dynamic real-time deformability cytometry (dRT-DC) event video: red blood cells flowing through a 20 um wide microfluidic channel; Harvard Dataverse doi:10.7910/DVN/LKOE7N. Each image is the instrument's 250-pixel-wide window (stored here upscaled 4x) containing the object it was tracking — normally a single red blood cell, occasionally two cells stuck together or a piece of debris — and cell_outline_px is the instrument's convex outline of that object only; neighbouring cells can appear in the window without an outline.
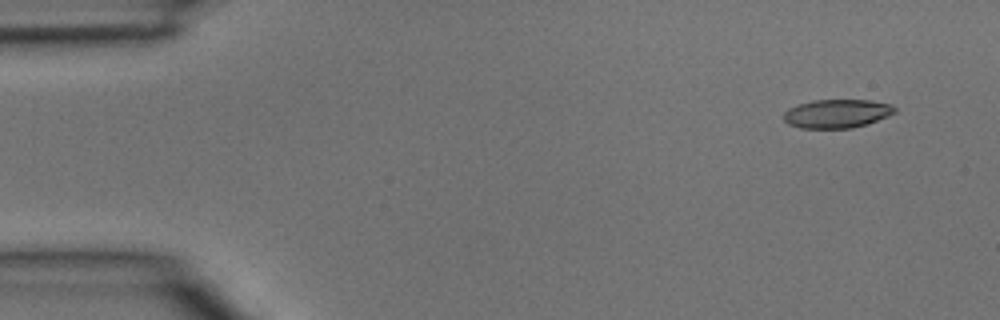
{"species": "common noctule bat (a hibernating species)", "species_latin": "Nyctalus noctula", "temperature_condition": "room temperature", "stored_images_in_passage": 4, "camera_frame_rate_fps": 3000, "um_per_image_px": 0.085, "animal": {"sex": "male", "body_mass_g": 15.6}, "frame": {"image": 1, "passage_image": 1, "time_ms": 0.0, "image_size_px": [1000, 320], "cell_outline_px": [[896, 112], [888, 116], [852, 128], [800, 128], [788, 124], [784, 120], [784, 112], [788, 108], [812, 100], [868, 100], [892, 104], [896, 108]], "centroid_in_image_um": [71.13, 9.65], "position_along_channel_um": 13.9, "area_um2": 18.44}}
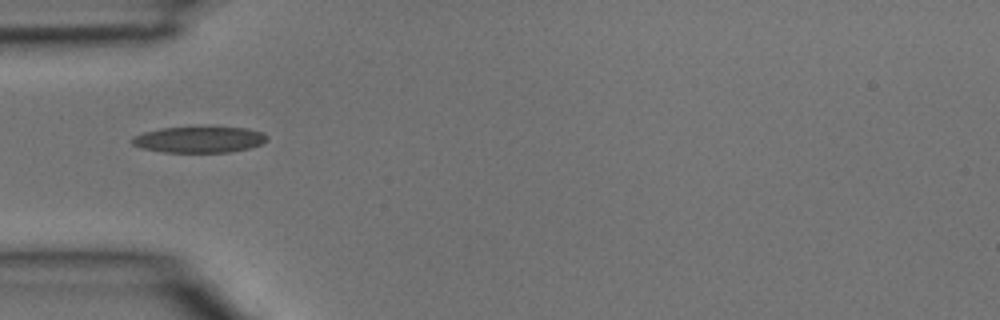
{"frame": {"image": 2, "passage_image": 4, "time_ms": 1.0, "image_size_px": [1000, 320], "cell_outline_px": [[268, 140], [260, 144], [248, 148], [228, 152], [164, 152], [140, 148], [132, 144], [132, 136], [144, 132], [160, 128], [248, 128], [264, 132], [268, 136]], "centroid_in_image_um": [16.93, 11.87], "position_along_channel_um": 68.1, "area_um2": 20.35}}